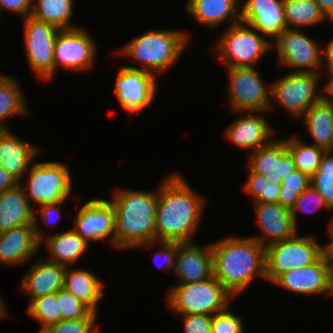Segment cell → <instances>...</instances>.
<instances>
[{
  "label": "cell",
  "mask_w": 333,
  "mask_h": 333,
  "mask_svg": "<svg viewBox=\"0 0 333 333\" xmlns=\"http://www.w3.org/2000/svg\"><path fill=\"white\" fill-rule=\"evenodd\" d=\"M331 294L333 295V267L331 268Z\"/></svg>",
  "instance_id": "53"
},
{
  "label": "cell",
  "mask_w": 333,
  "mask_h": 333,
  "mask_svg": "<svg viewBox=\"0 0 333 333\" xmlns=\"http://www.w3.org/2000/svg\"><path fill=\"white\" fill-rule=\"evenodd\" d=\"M328 225H330L333 228V217L331 218V220L329 221Z\"/></svg>",
  "instance_id": "55"
},
{
  "label": "cell",
  "mask_w": 333,
  "mask_h": 333,
  "mask_svg": "<svg viewBox=\"0 0 333 333\" xmlns=\"http://www.w3.org/2000/svg\"><path fill=\"white\" fill-rule=\"evenodd\" d=\"M299 30L287 28L272 42L278 52V62L282 66L296 69L294 72L320 73L324 66L322 51L316 41Z\"/></svg>",
  "instance_id": "12"
},
{
  "label": "cell",
  "mask_w": 333,
  "mask_h": 333,
  "mask_svg": "<svg viewBox=\"0 0 333 333\" xmlns=\"http://www.w3.org/2000/svg\"><path fill=\"white\" fill-rule=\"evenodd\" d=\"M233 236L211 243V249L213 276L235 298L253 278H267L265 246L252 236Z\"/></svg>",
  "instance_id": "2"
},
{
  "label": "cell",
  "mask_w": 333,
  "mask_h": 333,
  "mask_svg": "<svg viewBox=\"0 0 333 333\" xmlns=\"http://www.w3.org/2000/svg\"><path fill=\"white\" fill-rule=\"evenodd\" d=\"M227 28L213 46L225 68L254 67L266 52L274 50L271 40L242 21Z\"/></svg>",
  "instance_id": "6"
},
{
  "label": "cell",
  "mask_w": 333,
  "mask_h": 333,
  "mask_svg": "<svg viewBox=\"0 0 333 333\" xmlns=\"http://www.w3.org/2000/svg\"><path fill=\"white\" fill-rule=\"evenodd\" d=\"M19 182L0 164V193L14 188Z\"/></svg>",
  "instance_id": "48"
},
{
  "label": "cell",
  "mask_w": 333,
  "mask_h": 333,
  "mask_svg": "<svg viewBox=\"0 0 333 333\" xmlns=\"http://www.w3.org/2000/svg\"><path fill=\"white\" fill-rule=\"evenodd\" d=\"M272 284L298 295L331 294V268L320 257L309 266L281 274Z\"/></svg>",
  "instance_id": "17"
},
{
  "label": "cell",
  "mask_w": 333,
  "mask_h": 333,
  "mask_svg": "<svg viewBox=\"0 0 333 333\" xmlns=\"http://www.w3.org/2000/svg\"><path fill=\"white\" fill-rule=\"evenodd\" d=\"M28 170V179L19 183L31 205L32 200L35 206L65 202L73 191L70 169L64 163L33 162Z\"/></svg>",
  "instance_id": "7"
},
{
  "label": "cell",
  "mask_w": 333,
  "mask_h": 333,
  "mask_svg": "<svg viewBox=\"0 0 333 333\" xmlns=\"http://www.w3.org/2000/svg\"><path fill=\"white\" fill-rule=\"evenodd\" d=\"M40 248L34 224L0 232V263L22 266L27 264Z\"/></svg>",
  "instance_id": "22"
},
{
  "label": "cell",
  "mask_w": 333,
  "mask_h": 333,
  "mask_svg": "<svg viewBox=\"0 0 333 333\" xmlns=\"http://www.w3.org/2000/svg\"><path fill=\"white\" fill-rule=\"evenodd\" d=\"M183 318L184 333H211L212 316L205 314L180 315Z\"/></svg>",
  "instance_id": "41"
},
{
  "label": "cell",
  "mask_w": 333,
  "mask_h": 333,
  "mask_svg": "<svg viewBox=\"0 0 333 333\" xmlns=\"http://www.w3.org/2000/svg\"><path fill=\"white\" fill-rule=\"evenodd\" d=\"M166 297L169 309L176 314L210 316L226 310L234 298L214 276L199 282L177 284L168 290Z\"/></svg>",
  "instance_id": "5"
},
{
  "label": "cell",
  "mask_w": 333,
  "mask_h": 333,
  "mask_svg": "<svg viewBox=\"0 0 333 333\" xmlns=\"http://www.w3.org/2000/svg\"><path fill=\"white\" fill-rule=\"evenodd\" d=\"M287 28H308L328 20L314 0H284Z\"/></svg>",
  "instance_id": "32"
},
{
  "label": "cell",
  "mask_w": 333,
  "mask_h": 333,
  "mask_svg": "<svg viewBox=\"0 0 333 333\" xmlns=\"http://www.w3.org/2000/svg\"><path fill=\"white\" fill-rule=\"evenodd\" d=\"M310 185L333 210V151L324 153L318 171L311 177Z\"/></svg>",
  "instance_id": "35"
},
{
  "label": "cell",
  "mask_w": 333,
  "mask_h": 333,
  "mask_svg": "<svg viewBox=\"0 0 333 333\" xmlns=\"http://www.w3.org/2000/svg\"><path fill=\"white\" fill-rule=\"evenodd\" d=\"M324 90V98L333 103V75L328 77V81L326 84L322 87Z\"/></svg>",
  "instance_id": "51"
},
{
  "label": "cell",
  "mask_w": 333,
  "mask_h": 333,
  "mask_svg": "<svg viewBox=\"0 0 333 333\" xmlns=\"http://www.w3.org/2000/svg\"><path fill=\"white\" fill-rule=\"evenodd\" d=\"M248 179L246 183H244V192L247 193V195L253 197L256 199L260 193L263 190L264 187V175L258 174L256 172L248 171Z\"/></svg>",
  "instance_id": "46"
},
{
  "label": "cell",
  "mask_w": 333,
  "mask_h": 333,
  "mask_svg": "<svg viewBox=\"0 0 333 333\" xmlns=\"http://www.w3.org/2000/svg\"><path fill=\"white\" fill-rule=\"evenodd\" d=\"M241 2L242 0H188L185 9L200 26L213 30L219 28L225 20H228L229 26L241 22V11H238L241 9Z\"/></svg>",
  "instance_id": "26"
},
{
  "label": "cell",
  "mask_w": 333,
  "mask_h": 333,
  "mask_svg": "<svg viewBox=\"0 0 333 333\" xmlns=\"http://www.w3.org/2000/svg\"><path fill=\"white\" fill-rule=\"evenodd\" d=\"M74 3V0H34L31 16L59 29L76 28L70 24Z\"/></svg>",
  "instance_id": "31"
},
{
  "label": "cell",
  "mask_w": 333,
  "mask_h": 333,
  "mask_svg": "<svg viewBox=\"0 0 333 333\" xmlns=\"http://www.w3.org/2000/svg\"><path fill=\"white\" fill-rule=\"evenodd\" d=\"M36 214L34 212L35 234L40 241V247L43 246V243L47 246L46 248L49 251L48 255L50 257L46 260L68 267L72 265L71 263L78 261L81 255H84L90 245L85 239L79 236L73 229L48 236L40 228Z\"/></svg>",
  "instance_id": "23"
},
{
  "label": "cell",
  "mask_w": 333,
  "mask_h": 333,
  "mask_svg": "<svg viewBox=\"0 0 333 333\" xmlns=\"http://www.w3.org/2000/svg\"><path fill=\"white\" fill-rule=\"evenodd\" d=\"M187 37L188 34L184 31L153 30L134 38L119 49L118 54L131 57L140 63L141 69L157 76L165 73L180 59L188 45Z\"/></svg>",
  "instance_id": "4"
},
{
  "label": "cell",
  "mask_w": 333,
  "mask_h": 333,
  "mask_svg": "<svg viewBox=\"0 0 333 333\" xmlns=\"http://www.w3.org/2000/svg\"><path fill=\"white\" fill-rule=\"evenodd\" d=\"M63 202L55 203V204H43L40 205L38 211L40 212V218H42L43 224L47 227L53 223H57L61 218V209L60 206ZM53 218V219H52ZM55 218V221H53Z\"/></svg>",
  "instance_id": "44"
},
{
  "label": "cell",
  "mask_w": 333,
  "mask_h": 333,
  "mask_svg": "<svg viewBox=\"0 0 333 333\" xmlns=\"http://www.w3.org/2000/svg\"><path fill=\"white\" fill-rule=\"evenodd\" d=\"M321 73L294 72L271 83L270 109L273 110L274 101L284 107L291 115L302 117L305 111L319 103L324 98V90L317 92ZM273 103V104H272Z\"/></svg>",
  "instance_id": "8"
},
{
  "label": "cell",
  "mask_w": 333,
  "mask_h": 333,
  "mask_svg": "<svg viewBox=\"0 0 333 333\" xmlns=\"http://www.w3.org/2000/svg\"><path fill=\"white\" fill-rule=\"evenodd\" d=\"M311 177L294 169L282 179L279 203L292 209L298 196L310 186Z\"/></svg>",
  "instance_id": "36"
},
{
  "label": "cell",
  "mask_w": 333,
  "mask_h": 333,
  "mask_svg": "<svg viewBox=\"0 0 333 333\" xmlns=\"http://www.w3.org/2000/svg\"><path fill=\"white\" fill-rule=\"evenodd\" d=\"M10 75L0 74V130H9L5 119L28 113L27 103L18 80Z\"/></svg>",
  "instance_id": "30"
},
{
  "label": "cell",
  "mask_w": 333,
  "mask_h": 333,
  "mask_svg": "<svg viewBox=\"0 0 333 333\" xmlns=\"http://www.w3.org/2000/svg\"><path fill=\"white\" fill-rule=\"evenodd\" d=\"M265 112L238 111L244 113V116H239L226 128L225 138L237 148L248 149L250 152L269 144L276 130L266 120Z\"/></svg>",
  "instance_id": "16"
},
{
  "label": "cell",
  "mask_w": 333,
  "mask_h": 333,
  "mask_svg": "<svg viewBox=\"0 0 333 333\" xmlns=\"http://www.w3.org/2000/svg\"><path fill=\"white\" fill-rule=\"evenodd\" d=\"M332 211L326 203L325 198L321 196L311 185L298 196L294 207L291 209L293 221L297 226V212L312 213L318 209Z\"/></svg>",
  "instance_id": "38"
},
{
  "label": "cell",
  "mask_w": 333,
  "mask_h": 333,
  "mask_svg": "<svg viewBox=\"0 0 333 333\" xmlns=\"http://www.w3.org/2000/svg\"><path fill=\"white\" fill-rule=\"evenodd\" d=\"M190 185L176 171L158 186L156 241L193 242L207 200Z\"/></svg>",
  "instance_id": "1"
},
{
  "label": "cell",
  "mask_w": 333,
  "mask_h": 333,
  "mask_svg": "<svg viewBox=\"0 0 333 333\" xmlns=\"http://www.w3.org/2000/svg\"><path fill=\"white\" fill-rule=\"evenodd\" d=\"M281 185L276 183H268L267 179L264 176V187L260 195L255 199L254 202L261 203H279Z\"/></svg>",
  "instance_id": "45"
},
{
  "label": "cell",
  "mask_w": 333,
  "mask_h": 333,
  "mask_svg": "<svg viewBox=\"0 0 333 333\" xmlns=\"http://www.w3.org/2000/svg\"><path fill=\"white\" fill-rule=\"evenodd\" d=\"M321 257V245L313 235L298 236L265 247L267 281L273 283L281 274L309 266Z\"/></svg>",
  "instance_id": "9"
},
{
  "label": "cell",
  "mask_w": 333,
  "mask_h": 333,
  "mask_svg": "<svg viewBox=\"0 0 333 333\" xmlns=\"http://www.w3.org/2000/svg\"><path fill=\"white\" fill-rule=\"evenodd\" d=\"M33 2L34 0H0V14L3 10H7L21 15L24 19L31 16Z\"/></svg>",
  "instance_id": "43"
},
{
  "label": "cell",
  "mask_w": 333,
  "mask_h": 333,
  "mask_svg": "<svg viewBox=\"0 0 333 333\" xmlns=\"http://www.w3.org/2000/svg\"><path fill=\"white\" fill-rule=\"evenodd\" d=\"M13 133L10 129L0 130V164L20 182L40 150Z\"/></svg>",
  "instance_id": "25"
},
{
  "label": "cell",
  "mask_w": 333,
  "mask_h": 333,
  "mask_svg": "<svg viewBox=\"0 0 333 333\" xmlns=\"http://www.w3.org/2000/svg\"><path fill=\"white\" fill-rule=\"evenodd\" d=\"M37 333H49L46 328H40Z\"/></svg>",
  "instance_id": "54"
},
{
  "label": "cell",
  "mask_w": 333,
  "mask_h": 333,
  "mask_svg": "<svg viewBox=\"0 0 333 333\" xmlns=\"http://www.w3.org/2000/svg\"><path fill=\"white\" fill-rule=\"evenodd\" d=\"M24 19L27 64L40 80L48 81L54 76V45L60 29L32 16Z\"/></svg>",
  "instance_id": "11"
},
{
  "label": "cell",
  "mask_w": 333,
  "mask_h": 333,
  "mask_svg": "<svg viewBox=\"0 0 333 333\" xmlns=\"http://www.w3.org/2000/svg\"><path fill=\"white\" fill-rule=\"evenodd\" d=\"M110 200L115 212V247L117 249L151 248L156 241L155 192L118 189Z\"/></svg>",
  "instance_id": "3"
},
{
  "label": "cell",
  "mask_w": 333,
  "mask_h": 333,
  "mask_svg": "<svg viewBox=\"0 0 333 333\" xmlns=\"http://www.w3.org/2000/svg\"><path fill=\"white\" fill-rule=\"evenodd\" d=\"M294 136V137H293ZM286 138V147L294 159L295 169L312 177L319 169L326 150L308 144L296 135Z\"/></svg>",
  "instance_id": "33"
},
{
  "label": "cell",
  "mask_w": 333,
  "mask_h": 333,
  "mask_svg": "<svg viewBox=\"0 0 333 333\" xmlns=\"http://www.w3.org/2000/svg\"><path fill=\"white\" fill-rule=\"evenodd\" d=\"M7 310L8 309H6V305L0 294V320H2L3 318L6 319L10 315V313L9 314L7 313Z\"/></svg>",
  "instance_id": "52"
},
{
  "label": "cell",
  "mask_w": 333,
  "mask_h": 333,
  "mask_svg": "<svg viewBox=\"0 0 333 333\" xmlns=\"http://www.w3.org/2000/svg\"><path fill=\"white\" fill-rule=\"evenodd\" d=\"M157 243L161 245L159 247L162 249H159L154 254L153 261L161 269H165L166 271L172 270L171 267L174 265L177 251V242L157 241ZM159 260L162 262L158 263Z\"/></svg>",
  "instance_id": "42"
},
{
  "label": "cell",
  "mask_w": 333,
  "mask_h": 333,
  "mask_svg": "<svg viewBox=\"0 0 333 333\" xmlns=\"http://www.w3.org/2000/svg\"><path fill=\"white\" fill-rule=\"evenodd\" d=\"M324 47L325 48L322 50L321 53L322 55L324 54V57H326V61L322 63V65L327 63L325 66L327 67L326 74L328 78L329 76L333 75V38L330 39V41H328Z\"/></svg>",
  "instance_id": "49"
},
{
  "label": "cell",
  "mask_w": 333,
  "mask_h": 333,
  "mask_svg": "<svg viewBox=\"0 0 333 333\" xmlns=\"http://www.w3.org/2000/svg\"><path fill=\"white\" fill-rule=\"evenodd\" d=\"M324 14V16L333 23V0H314Z\"/></svg>",
  "instance_id": "50"
},
{
  "label": "cell",
  "mask_w": 333,
  "mask_h": 333,
  "mask_svg": "<svg viewBox=\"0 0 333 333\" xmlns=\"http://www.w3.org/2000/svg\"><path fill=\"white\" fill-rule=\"evenodd\" d=\"M97 313L93 312L89 317L75 320H61L48 326L49 333H99L95 326Z\"/></svg>",
  "instance_id": "39"
},
{
  "label": "cell",
  "mask_w": 333,
  "mask_h": 333,
  "mask_svg": "<svg viewBox=\"0 0 333 333\" xmlns=\"http://www.w3.org/2000/svg\"><path fill=\"white\" fill-rule=\"evenodd\" d=\"M243 328L242 318L230 308L212 315L211 333H243Z\"/></svg>",
  "instance_id": "40"
},
{
  "label": "cell",
  "mask_w": 333,
  "mask_h": 333,
  "mask_svg": "<svg viewBox=\"0 0 333 333\" xmlns=\"http://www.w3.org/2000/svg\"><path fill=\"white\" fill-rule=\"evenodd\" d=\"M328 236H330V242H328L325 246L321 245V257L324 262H326L330 268L333 267V228L328 225Z\"/></svg>",
  "instance_id": "47"
},
{
  "label": "cell",
  "mask_w": 333,
  "mask_h": 333,
  "mask_svg": "<svg viewBox=\"0 0 333 333\" xmlns=\"http://www.w3.org/2000/svg\"><path fill=\"white\" fill-rule=\"evenodd\" d=\"M34 212L20 183L0 193V232L34 224Z\"/></svg>",
  "instance_id": "27"
},
{
  "label": "cell",
  "mask_w": 333,
  "mask_h": 333,
  "mask_svg": "<svg viewBox=\"0 0 333 333\" xmlns=\"http://www.w3.org/2000/svg\"><path fill=\"white\" fill-rule=\"evenodd\" d=\"M179 284L194 283L213 277L211 243L201 247L194 242H177L172 268Z\"/></svg>",
  "instance_id": "20"
},
{
  "label": "cell",
  "mask_w": 333,
  "mask_h": 333,
  "mask_svg": "<svg viewBox=\"0 0 333 333\" xmlns=\"http://www.w3.org/2000/svg\"><path fill=\"white\" fill-rule=\"evenodd\" d=\"M254 212L261 230V236L254 237L253 235V238L265 247L292 238L298 233L291 209L282 206L280 203L255 202Z\"/></svg>",
  "instance_id": "19"
},
{
  "label": "cell",
  "mask_w": 333,
  "mask_h": 333,
  "mask_svg": "<svg viewBox=\"0 0 333 333\" xmlns=\"http://www.w3.org/2000/svg\"><path fill=\"white\" fill-rule=\"evenodd\" d=\"M255 67L226 68L229 104L234 112L269 111L271 84L265 85Z\"/></svg>",
  "instance_id": "10"
},
{
  "label": "cell",
  "mask_w": 333,
  "mask_h": 333,
  "mask_svg": "<svg viewBox=\"0 0 333 333\" xmlns=\"http://www.w3.org/2000/svg\"><path fill=\"white\" fill-rule=\"evenodd\" d=\"M156 77L135 66L121 67L114 93L122 109L134 114L150 105L157 93Z\"/></svg>",
  "instance_id": "14"
},
{
  "label": "cell",
  "mask_w": 333,
  "mask_h": 333,
  "mask_svg": "<svg viewBox=\"0 0 333 333\" xmlns=\"http://www.w3.org/2000/svg\"><path fill=\"white\" fill-rule=\"evenodd\" d=\"M302 118L313 145L333 151V103L323 98L309 107Z\"/></svg>",
  "instance_id": "28"
},
{
  "label": "cell",
  "mask_w": 333,
  "mask_h": 333,
  "mask_svg": "<svg viewBox=\"0 0 333 333\" xmlns=\"http://www.w3.org/2000/svg\"><path fill=\"white\" fill-rule=\"evenodd\" d=\"M103 282L86 269L66 268L64 275V289L85 303L93 312L97 313V306L103 297Z\"/></svg>",
  "instance_id": "29"
},
{
  "label": "cell",
  "mask_w": 333,
  "mask_h": 333,
  "mask_svg": "<svg viewBox=\"0 0 333 333\" xmlns=\"http://www.w3.org/2000/svg\"><path fill=\"white\" fill-rule=\"evenodd\" d=\"M73 230L85 239L101 241L110 239L115 248V212L111 202L105 199H92L78 209Z\"/></svg>",
  "instance_id": "15"
},
{
  "label": "cell",
  "mask_w": 333,
  "mask_h": 333,
  "mask_svg": "<svg viewBox=\"0 0 333 333\" xmlns=\"http://www.w3.org/2000/svg\"><path fill=\"white\" fill-rule=\"evenodd\" d=\"M67 266L39 259L29 267L20 282L21 292L30 296V302L41 296L55 293L64 288V275Z\"/></svg>",
  "instance_id": "24"
},
{
  "label": "cell",
  "mask_w": 333,
  "mask_h": 333,
  "mask_svg": "<svg viewBox=\"0 0 333 333\" xmlns=\"http://www.w3.org/2000/svg\"><path fill=\"white\" fill-rule=\"evenodd\" d=\"M57 301H59V310L62 320H75L89 317L93 311L67 290L57 291Z\"/></svg>",
  "instance_id": "37"
},
{
  "label": "cell",
  "mask_w": 333,
  "mask_h": 333,
  "mask_svg": "<svg viewBox=\"0 0 333 333\" xmlns=\"http://www.w3.org/2000/svg\"><path fill=\"white\" fill-rule=\"evenodd\" d=\"M248 171L264 175L268 183L281 185L282 179L295 169L294 159L286 147V140L272 141L250 153Z\"/></svg>",
  "instance_id": "18"
},
{
  "label": "cell",
  "mask_w": 333,
  "mask_h": 333,
  "mask_svg": "<svg viewBox=\"0 0 333 333\" xmlns=\"http://www.w3.org/2000/svg\"><path fill=\"white\" fill-rule=\"evenodd\" d=\"M27 308L29 316L37 320L41 328H47L62 320L57 292L33 299Z\"/></svg>",
  "instance_id": "34"
},
{
  "label": "cell",
  "mask_w": 333,
  "mask_h": 333,
  "mask_svg": "<svg viewBox=\"0 0 333 333\" xmlns=\"http://www.w3.org/2000/svg\"><path fill=\"white\" fill-rule=\"evenodd\" d=\"M81 27L60 29L54 45V74L58 67L68 71H84L94 66V38Z\"/></svg>",
  "instance_id": "13"
},
{
  "label": "cell",
  "mask_w": 333,
  "mask_h": 333,
  "mask_svg": "<svg viewBox=\"0 0 333 333\" xmlns=\"http://www.w3.org/2000/svg\"><path fill=\"white\" fill-rule=\"evenodd\" d=\"M241 21L266 37L274 38L287 29L284 0H246L240 3Z\"/></svg>",
  "instance_id": "21"
}]
</instances>
